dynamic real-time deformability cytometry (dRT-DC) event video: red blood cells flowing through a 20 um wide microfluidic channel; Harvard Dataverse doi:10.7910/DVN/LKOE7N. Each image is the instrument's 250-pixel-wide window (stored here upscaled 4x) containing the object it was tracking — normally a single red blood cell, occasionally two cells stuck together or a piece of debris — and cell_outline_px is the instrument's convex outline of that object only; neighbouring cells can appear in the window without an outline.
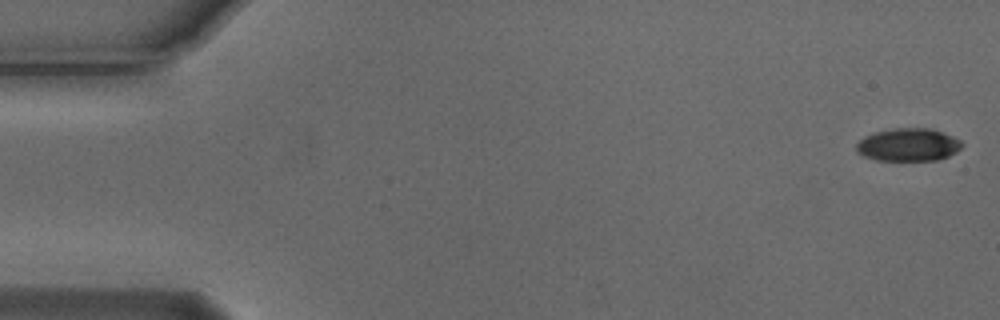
{"species": "Egyptian fruit bat (a non-hibernating species)", "species_latin": "Rousettus aegyptiacus", "temperature_condition": "cold", "stored_images_in_passage": 54, "camera_frame_rate_fps": 3000, "um_per_image_px": 0.085, "animal": {"sex": "male"}, "frame": {"image": 1, "passage_image": 1, "time_ms": 0.0, "image_size_px": [1000, 320], "cell_outline_px": [[964, 144], [956, 152], [948, 156], [936, 160], [876, 160], [864, 156], [856, 152], [856, 144], [864, 136], [876, 132], [896, 128], [928, 128], [952, 136], [960, 140]], "centroid_in_image_um": [77.19, 12.31], "position_along_channel_um": 7.8, "area_um2": 20.06}}
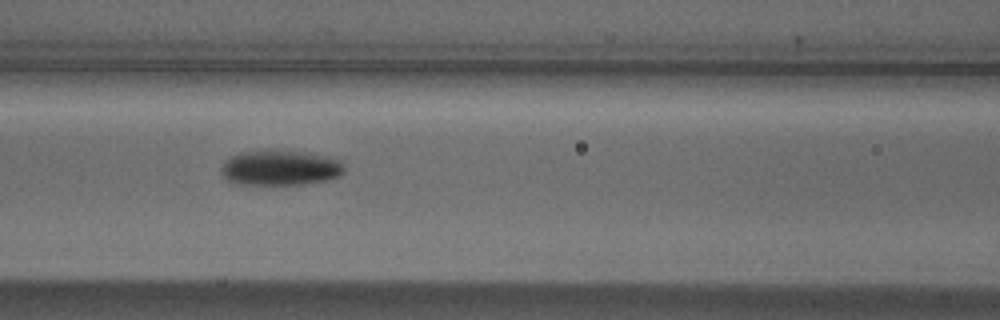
{"frame": {"image": 2, "passage_image": 23, "time_ms": 7.333, "image_size_px": [1000, 320], "cell_outline_px": [[344, 172], [340, 176], [328, 180], [300, 184], [236, 184], [228, 180], [220, 172], [220, 168], [224, 160], [240, 152], [308, 152], [328, 156], [340, 160], [344, 164]], "centroid_in_image_um": [23.84, 14.28], "position_along_channel_um": 142.8, "area_um2": 24.97}}
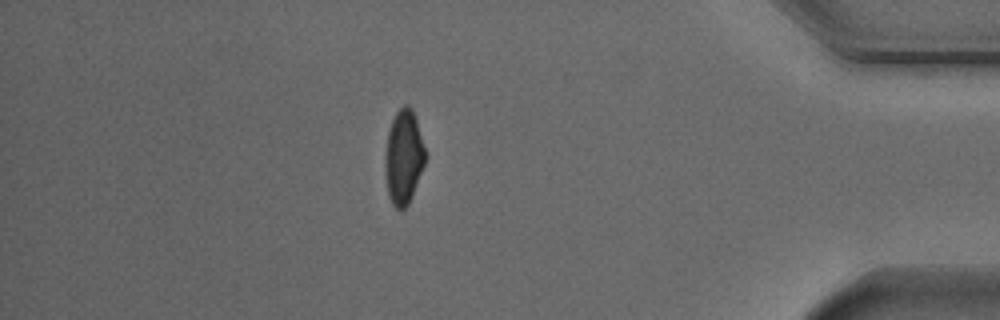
{"frame": {"image": 3, "passage_image": 47, "time_ms": 15.333, "image_size_px": [1000, 320], "cell_outline_px": [[428, 156], [412, 196], [408, 204], [400, 212], [392, 204], [388, 196], [384, 172], [384, 156], [388, 132], [392, 120], [396, 112], [404, 104], [408, 104], [412, 108]], "centroid_in_image_um": [34.3, 13.37], "position_along_channel_um": 400.9, "area_um2": 22.54}, "authors_computed_cell_mechanics": {"area_um2": 22.4553, "velocity_mm_per_s": 3.7645, "shape_relaxation_time_tau1_ms": 2.8258, "shape_relaxation_time_tau2_ms": null, "deformation_change_tau1": 0.1164, "deformation_change_tau2": null}}